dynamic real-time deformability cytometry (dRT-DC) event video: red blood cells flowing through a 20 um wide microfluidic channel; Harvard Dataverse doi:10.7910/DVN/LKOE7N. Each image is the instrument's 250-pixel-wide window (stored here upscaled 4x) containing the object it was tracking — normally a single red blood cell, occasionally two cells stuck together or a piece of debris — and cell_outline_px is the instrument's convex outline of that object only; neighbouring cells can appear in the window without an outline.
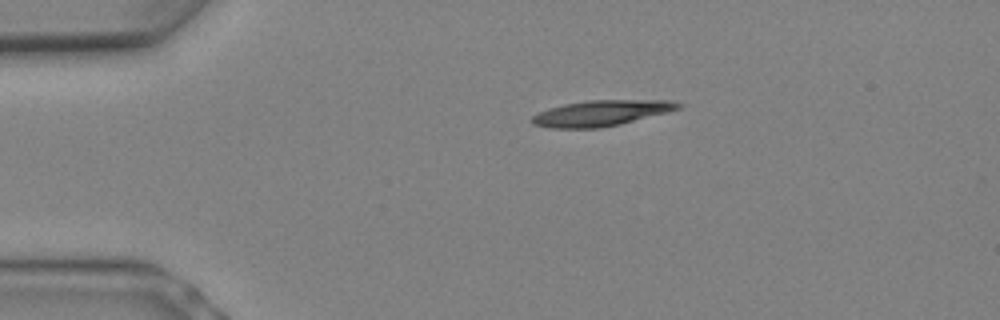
{"species": "Egyptian fruit bat (a non-hibernating species)", "species_latin": "Rousettus aegyptiacus", "temperature_condition": "warm", "stored_images_in_passage": 3, "camera_frame_rate_fps": 3000, "um_per_image_px": 0.085, "animal": {"sex": "female"}, "frame": {"image": 1, "passage_image": 1, "time_ms": 0.0, "image_size_px": [1000, 320], "cell_outline_px": [[684, 104], [680, 108], [620, 124], [600, 128], [548, 128], [532, 124], [532, 116], [548, 108], [564, 104], [588, 100], [672, 100]], "centroid_in_image_um": [51.08, 9.61], "position_along_channel_um": 33.9, "area_um2": 21.79}}